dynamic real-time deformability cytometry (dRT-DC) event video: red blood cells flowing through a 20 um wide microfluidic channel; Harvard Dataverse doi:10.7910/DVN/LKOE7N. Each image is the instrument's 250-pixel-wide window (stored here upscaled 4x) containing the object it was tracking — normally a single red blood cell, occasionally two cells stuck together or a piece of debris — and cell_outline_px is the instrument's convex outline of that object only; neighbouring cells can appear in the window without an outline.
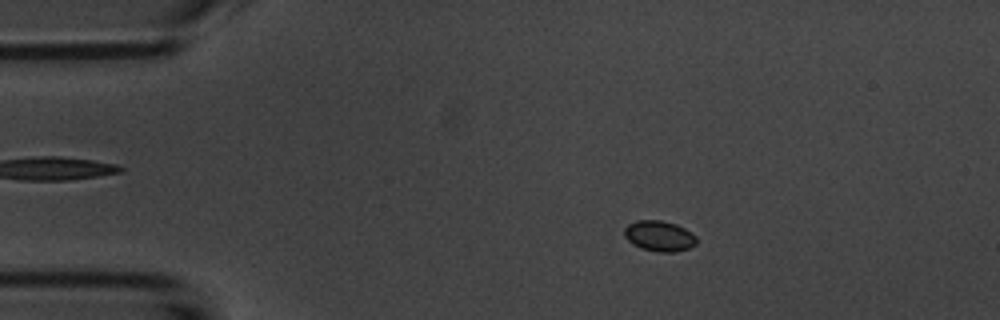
{"species": "common noctule bat (a hibernating species)", "species_latin": "Nyctalus noctula", "temperature_condition": "room temperature", "stored_images_in_passage": 31, "camera_frame_rate_fps": 3000, "um_per_image_px": 0.085, "animal": {"sex": "male", "body_mass_g": 20.1, "forearm_length_mm": 53.5}, "frame": {"image": 1, "passage_image": 10, "time_ms": 3.0, "image_size_px": [1000, 320], "cell_outline_px": [[696, 244], [688, 248], [672, 252], [656, 252], [640, 248], [632, 244], [624, 236], [624, 228], [628, 224], [636, 220], [660, 220], [676, 224], [692, 232], [696, 236]], "centroid_in_image_um": [56.02, 20.05], "position_along_channel_um": 29.0, "area_um2": 12.95}}
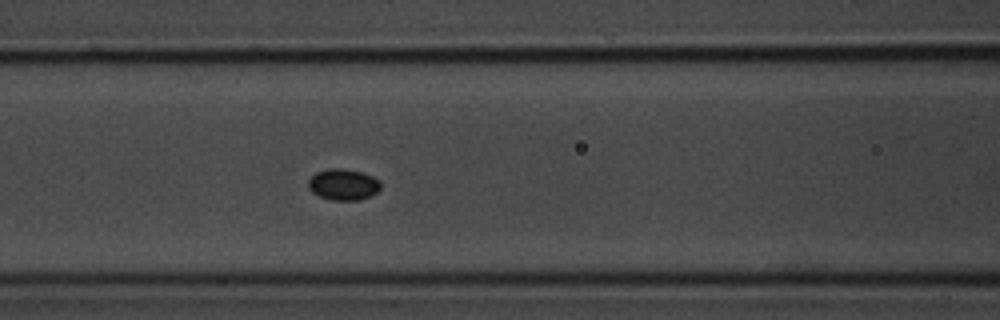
{"frame": {"image": 2, "passage_image": 23, "time_ms": 7.333, "image_size_px": [1000, 320], "cell_outline_px": [[380, 188], [372, 196], [360, 200], [332, 200], [320, 196], [312, 192], [308, 188], [308, 180], [316, 172], [328, 168], [344, 168], [360, 172], [372, 176], [380, 180]], "centroid_in_image_um": [29.18, 15.68], "position_along_channel_um": 137.4, "area_um2": 13.24}}
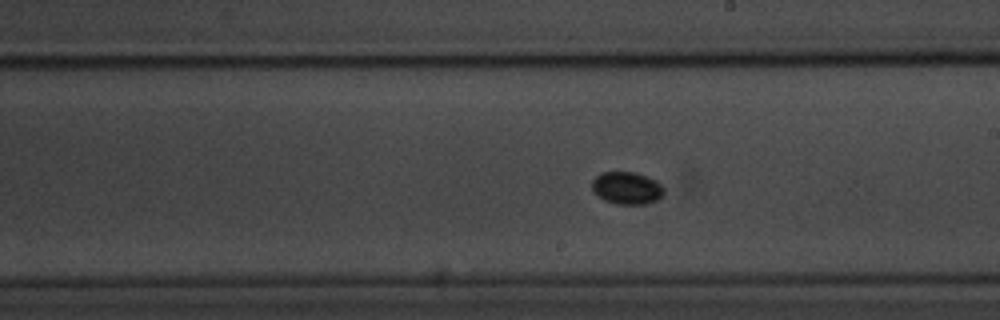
{"frame": {"image": 3, "passage_image": 31, "time_ms": 10.0, "image_size_px": [1000, 320], "cell_outline_px": [[664, 192], [656, 200], [648, 204], [616, 204], [604, 200], [596, 196], [592, 192], [592, 180], [600, 172], [636, 172], [648, 176], [656, 180], [664, 188]], "centroid_in_image_um": [53.25, 15.98], "position_along_channel_um": 235.7, "area_um2": 13.81}}